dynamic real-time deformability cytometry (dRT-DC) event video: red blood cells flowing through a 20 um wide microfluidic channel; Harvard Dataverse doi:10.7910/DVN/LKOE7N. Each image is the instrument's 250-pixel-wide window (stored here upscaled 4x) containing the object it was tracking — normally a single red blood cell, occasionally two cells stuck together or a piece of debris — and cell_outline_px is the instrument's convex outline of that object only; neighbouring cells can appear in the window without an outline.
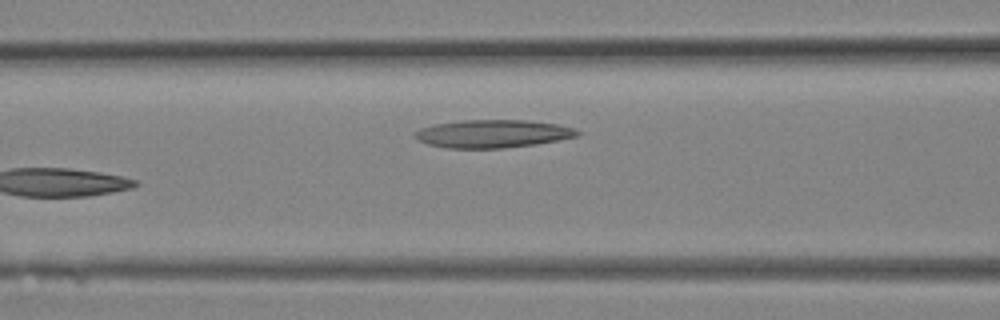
{"species": "Egyptian fruit bat (a non-hibernating species)", "species_latin": "Rousettus aegyptiacus", "temperature_condition": "room temperature", "stored_images_in_passage": 11, "camera_frame_rate_fps": 3000, "um_per_image_px": 0.085, "animal": {"sex": "female"}, "frame": {"image": 1, "passage_image": 11, "time_ms": 3.333, "image_size_px": [1000, 320], "cell_outline_px": [[580, 136], [560, 140], [536, 144], [504, 148], [448, 148], [428, 144], [420, 140], [416, 136], [416, 132], [420, 128], [432, 124], [460, 120], [528, 120], [556, 124], [576, 128], [580, 132]], "centroid_in_image_um": [41.94, 11.36], "position_along_channel_um": 124.7, "area_um2": 26.53}}